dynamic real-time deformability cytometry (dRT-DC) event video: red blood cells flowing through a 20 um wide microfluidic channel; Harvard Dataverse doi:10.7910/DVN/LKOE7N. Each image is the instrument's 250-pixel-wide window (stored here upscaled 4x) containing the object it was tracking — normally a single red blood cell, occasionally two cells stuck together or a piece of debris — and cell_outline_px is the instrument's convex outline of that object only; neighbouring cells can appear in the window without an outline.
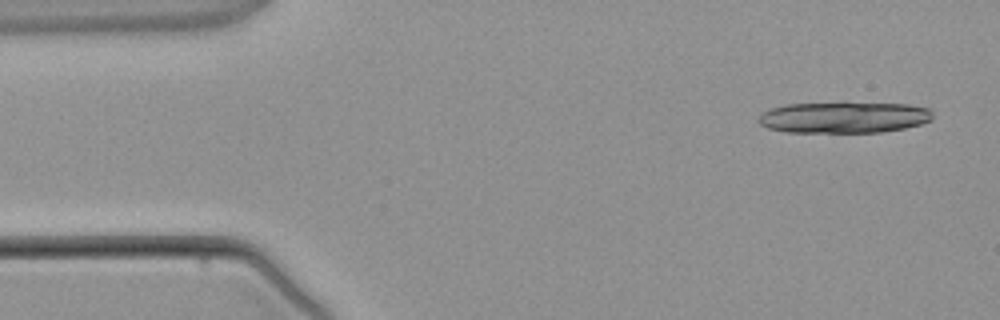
{"species": "common noctule bat (a hibernating species)", "species_latin": "Nyctalus noctula", "temperature_condition": "warm", "stored_images_in_passage": 4, "camera_frame_rate_fps": 3000, "um_per_image_px": 0.085, "animal": {"sex": "male", "body_mass_g": 21.5, "forearm_length_mm": 52.0}, "frame": {"image": 1, "passage_image": 1, "time_ms": 0.0, "image_size_px": [1000, 320], "cell_outline_px": [[932, 120], [920, 124], [904, 128], [880, 132], [784, 132], [768, 128], [760, 124], [756, 120], [764, 112], [772, 108], [788, 104], [844, 100], [908, 104], [932, 108]], "centroid_in_image_um": [71.76, 9.93], "position_along_channel_um": 13.2, "area_um2": 32.95}}